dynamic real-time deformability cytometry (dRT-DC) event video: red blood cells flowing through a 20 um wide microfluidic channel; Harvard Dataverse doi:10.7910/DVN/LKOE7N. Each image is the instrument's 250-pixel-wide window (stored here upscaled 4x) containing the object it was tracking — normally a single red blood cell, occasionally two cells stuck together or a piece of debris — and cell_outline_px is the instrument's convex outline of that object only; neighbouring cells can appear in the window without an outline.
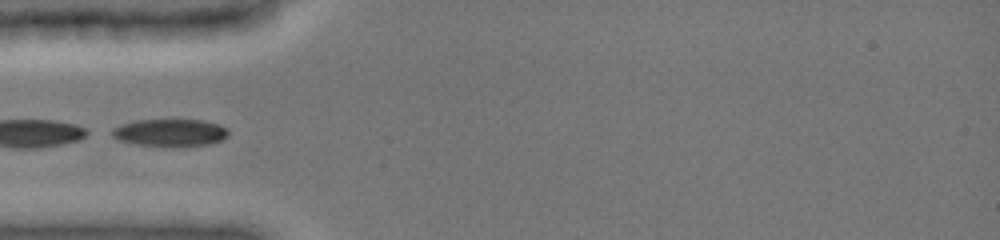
{"species": "common noctule bat (a hibernating species)", "species_latin": "Nyctalus noctula", "temperature_condition": "cold", "stored_images_in_passage": 9, "camera_frame_rate_fps": 3000, "um_per_image_px": 0.085, "animal": {"sex": "female", "body_mass_g": 19.0, "forearm_length_mm": 51.5}, "frame": {"image": 1, "passage_image": 1, "time_ms": 0.0, "image_size_px": [1000, 240], "cell_outline_px": [[228, 136], [220, 140], [208, 144], [136, 144], [116, 140], [112, 136], [112, 128], [120, 124], [132, 120], [204, 120], [220, 124], [228, 128]], "centroid_in_image_um": [14.42, 11.22], "position_along_channel_um": 70.6, "area_um2": 18.03}}